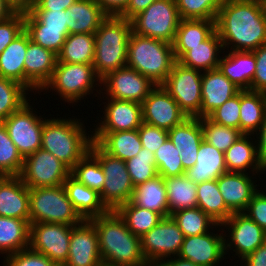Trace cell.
I'll use <instances>...</instances> for the list:
<instances>
[{
	"label": "cell",
	"mask_w": 266,
	"mask_h": 266,
	"mask_svg": "<svg viewBox=\"0 0 266 266\" xmlns=\"http://www.w3.org/2000/svg\"><path fill=\"white\" fill-rule=\"evenodd\" d=\"M215 30L224 50H256L266 44L265 1L227 0L218 11Z\"/></svg>",
	"instance_id": "obj_1"
},
{
	"label": "cell",
	"mask_w": 266,
	"mask_h": 266,
	"mask_svg": "<svg viewBox=\"0 0 266 266\" xmlns=\"http://www.w3.org/2000/svg\"><path fill=\"white\" fill-rule=\"evenodd\" d=\"M89 220L97 231L104 266H150L143 256L140 237L127 228L115 210Z\"/></svg>",
	"instance_id": "obj_2"
},
{
	"label": "cell",
	"mask_w": 266,
	"mask_h": 266,
	"mask_svg": "<svg viewBox=\"0 0 266 266\" xmlns=\"http://www.w3.org/2000/svg\"><path fill=\"white\" fill-rule=\"evenodd\" d=\"M44 119L41 148L71 170L89 152L92 134L87 136L83 122L77 118Z\"/></svg>",
	"instance_id": "obj_3"
},
{
	"label": "cell",
	"mask_w": 266,
	"mask_h": 266,
	"mask_svg": "<svg viewBox=\"0 0 266 266\" xmlns=\"http://www.w3.org/2000/svg\"><path fill=\"white\" fill-rule=\"evenodd\" d=\"M131 32V21L117 16H108L96 30L93 67L100 78L126 66Z\"/></svg>",
	"instance_id": "obj_4"
},
{
	"label": "cell",
	"mask_w": 266,
	"mask_h": 266,
	"mask_svg": "<svg viewBox=\"0 0 266 266\" xmlns=\"http://www.w3.org/2000/svg\"><path fill=\"white\" fill-rule=\"evenodd\" d=\"M176 58L173 45L131 32L128 40L127 67L162 85L171 72Z\"/></svg>",
	"instance_id": "obj_5"
},
{
	"label": "cell",
	"mask_w": 266,
	"mask_h": 266,
	"mask_svg": "<svg viewBox=\"0 0 266 266\" xmlns=\"http://www.w3.org/2000/svg\"><path fill=\"white\" fill-rule=\"evenodd\" d=\"M30 224L61 223L74 226L84 219L68 199L63 185L29 188Z\"/></svg>",
	"instance_id": "obj_6"
},
{
	"label": "cell",
	"mask_w": 266,
	"mask_h": 266,
	"mask_svg": "<svg viewBox=\"0 0 266 266\" xmlns=\"http://www.w3.org/2000/svg\"><path fill=\"white\" fill-rule=\"evenodd\" d=\"M97 84L101 86V78L96 74L93 64L57 62L51 79L42 90H56L62 101L78 103L81 98L93 94Z\"/></svg>",
	"instance_id": "obj_7"
},
{
	"label": "cell",
	"mask_w": 266,
	"mask_h": 266,
	"mask_svg": "<svg viewBox=\"0 0 266 266\" xmlns=\"http://www.w3.org/2000/svg\"><path fill=\"white\" fill-rule=\"evenodd\" d=\"M89 152L99 161L106 178L100 193L105 206L109 210H116L131 201L135 187L125 161L109 155L96 142H92Z\"/></svg>",
	"instance_id": "obj_8"
},
{
	"label": "cell",
	"mask_w": 266,
	"mask_h": 266,
	"mask_svg": "<svg viewBox=\"0 0 266 266\" xmlns=\"http://www.w3.org/2000/svg\"><path fill=\"white\" fill-rule=\"evenodd\" d=\"M130 21L132 32L173 44L180 17L175 0H156Z\"/></svg>",
	"instance_id": "obj_9"
},
{
	"label": "cell",
	"mask_w": 266,
	"mask_h": 266,
	"mask_svg": "<svg viewBox=\"0 0 266 266\" xmlns=\"http://www.w3.org/2000/svg\"><path fill=\"white\" fill-rule=\"evenodd\" d=\"M201 72L176 61L162 84L188 117H195L202 106Z\"/></svg>",
	"instance_id": "obj_10"
},
{
	"label": "cell",
	"mask_w": 266,
	"mask_h": 266,
	"mask_svg": "<svg viewBox=\"0 0 266 266\" xmlns=\"http://www.w3.org/2000/svg\"><path fill=\"white\" fill-rule=\"evenodd\" d=\"M184 238L172 217H164L140 238L143 256L150 266H157L162 260L179 255Z\"/></svg>",
	"instance_id": "obj_11"
},
{
	"label": "cell",
	"mask_w": 266,
	"mask_h": 266,
	"mask_svg": "<svg viewBox=\"0 0 266 266\" xmlns=\"http://www.w3.org/2000/svg\"><path fill=\"white\" fill-rule=\"evenodd\" d=\"M33 109L27 102L3 121L10 139L23 158L36 152L42 145L45 120L37 116Z\"/></svg>",
	"instance_id": "obj_12"
},
{
	"label": "cell",
	"mask_w": 266,
	"mask_h": 266,
	"mask_svg": "<svg viewBox=\"0 0 266 266\" xmlns=\"http://www.w3.org/2000/svg\"><path fill=\"white\" fill-rule=\"evenodd\" d=\"M71 170L42 148L24 158L20 178L28 188L63 185Z\"/></svg>",
	"instance_id": "obj_13"
},
{
	"label": "cell",
	"mask_w": 266,
	"mask_h": 266,
	"mask_svg": "<svg viewBox=\"0 0 266 266\" xmlns=\"http://www.w3.org/2000/svg\"><path fill=\"white\" fill-rule=\"evenodd\" d=\"M71 231L72 226L61 223L30 224L29 248L63 266L69 256Z\"/></svg>",
	"instance_id": "obj_14"
},
{
	"label": "cell",
	"mask_w": 266,
	"mask_h": 266,
	"mask_svg": "<svg viewBox=\"0 0 266 266\" xmlns=\"http://www.w3.org/2000/svg\"><path fill=\"white\" fill-rule=\"evenodd\" d=\"M100 85L104 87L99 89V95L105 89L106 98L134 101L140 104L157 86L148 77L127 66L107 73L101 78Z\"/></svg>",
	"instance_id": "obj_15"
},
{
	"label": "cell",
	"mask_w": 266,
	"mask_h": 266,
	"mask_svg": "<svg viewBox=\"0 0 266 266\" xmlns=\"http://www.w3.org/2000/svg\"><path fill=\"white\" fill-rule=\"evenodd\" d=\"M220 226L227 227L230 240L225 237V254L233 250L239 258L244 259L266 242V232L243 212L233 213ZM229 227V228H228ZM235 248V249H233Z\"/></svg>",
	"instance_id": "obj_16"
},
{
	"label": "cell",
	"mask_w": 266,
	"mask_h": 266,
	"mask_svg": "<svg viewBox=\"0 0 266 266\" xmlns=\"http://www.w3.org/2000/svg\"><path fill=\"white\" fill-rule=\"evenodd\" d=\"M143 122L169 131L188 116L163 88L157 85L142 103Z\"/></svg>",
	"instance_id": "obj_17"
},
{
	"label": "cell",
	"mask_w": 266,
	"mask_h": 266,
	"mask_svg": "<svg viewBox=\"0 0 266 266\" xmlns=\"http://www.w3.org/2000/svg\"><path fill=\"white\" fill-rule=\"evenodd\" d=\"M69 256L63 266H104L97 231L90 220L72 226Z\"/></svg>",
	"instance_id": "obj_18"
},
{
	"label": "cell",
	"mask_w": 266,
	"mask_h": 266,
	"mask_svg": "<svg viewBox=\"0 0 266 266\" xmlns=\"http://www.w3.org/2000/svg\"><path fill=\"white\" fill-rule=\"evenodd\" d=\"M58 55L34 43L28 34V49L24 60V86L29 91H42L56 68Z\"/></svg>",
	"instance_id": "obj_19"
},
{
	"label": "cell",
	"mask_w": 266,
	"mask_h": 266,
	"mask_svg": "<svg viewBox=\"0 0 266 266\" xmlns=\"http://www.w3.org/2000/svg\"><path fill=\"white\" fill-rule=\"evenodd\" d=\"M224 241L223 233L207 232L185 237L178 256L199 266H218L226 255Z\"/></svg>",
	"instance_id": "obj_20"
},
{
	"label": "cell",
	"mask_w": 266,
	"mask_h": 266,
	"mask_svg": "<svg viewBox=\"0 0 266 266\" xmlns=\"http://www.w3.org/2000/svg\"><path fill=\"white\" fill-rule=\"evenodd\" d=\"M104 118L93 132L137 130L143 123L142 104L134 101L108 98Z\"/></svg>",
	"instance_id": "obj_21"
},
{
	"label": "cell",
	"mask_w": 266,
	"mask_h": 266,
	"mask_svg": "<svg viewBox=\"0 0 266 266\" xmlns=\"http://www.w3.org/2000/svg\"><path fill=\"white\" fill-rule=\"evenodd\" d=\"M223 45L215 30L205 41L196 46H173L176 61L200 71L218 68Z\"/></svg>",
	"instance_id": "obj_22"
},
{
	"label": "cell",
	"mask_w": 266,
	"mask_h": 266,
	"mask_svg": "<svg viewBox=\"0 0 266 266\" xmlns=\"http://www.w3.org/2000/svg\"><path fill=\"white\" fill-rule=\"evenodd\" d=\"M243 172H226L217 178L219 191L224 203L232 213L244 212L253 195L258 191L257 184Z\"/></svg>",
	"instance_id": "obj_23"
},
{
	"label": "cell",
	"mask_w": 266,
	"mask_h": 266,
	"mask_svg": "<svg viewBox=\"0 0 266 266\" xmlns=\"http://www.w3.org/2000/svg\"><path fill=\"white\" fill-rule=\"evenodd\" d=\"M241 89L231 82L219 68L203 71L201 82L202 106L196 118L207 117Z\"/></svg>",
	"instance_id": "obj_24"
},
{
	"label": "cell",
	"mask_w": 266,
	"mask_h": 266,
	"mask_svg": "<svg viewBox=\"0 0 266 266\" xmlns=\"http://www.w3.org/2000/svg\"><path fill=\"white\" fill-rule=\"evenodd\" d=\"M168 137L180 151L184 170L193 167L196 163L200 144L203 141L201 118H186L181 124L168 131Z\"/></svg>",
	"instance_id": "obj_25"
},
{
	"label": "cell",
	"mask_w": 266,
	"mask_h": 266,
	"mask_svg": "<svg viewBox=\"0 0 266 266\" xmlns=\"http://www.w3.org/2000/svg\"><path fill=\"white\" fill-rule=\"evenodd\" d=\"M0 216L30 221L29 188L19 175L0 178Z\"/></svg>",
	"instance_id": "obj_26"
},
{
	"label": "cell",
	"mask_w": 266,
	"mask_h": 266,
	"mask_svg": "<svg viewBox=\"0 0 266 266\" xmlns=\"http://www.w3.org/2000/svg\"><path fill=\"white\" fill-rule=\"evenodd\" d=\"M250 140H252L251 134H243L224 152L227 172L246 173L251 168L254 176L256 175L254 172L258 175L259 172L263 174L266 171L259 157L257 141L253 143V140L252 142Z\"/></svg>",
	"instance_id": "obj_27"
},
{
	"label": "cell",
	"mask_w": 266,
	"mask_h": 266,
	"mask_svg": "<svg viewBox=\"0 0 266 266\" xmlns=\"http://www.w3.org/2000/svg\"><path fill=\"white\" fill-rule=\"evenodd\" d=\"M63 186L68 199L84 220L104 215L110 211L102 202L97 191L82 184L71 174L67 177Z\"/></svg>",
	"instance_id": "obj_28"
},
{
	"label": "cell",
	"mask_w": 266,
	"mask_h": 266,
	"mask_svg": "<svg viewBox=\"0 0 266 266\" xmlns=\"http://www.w3.org/2000/svg\"><path fill=\"white\" fill-rule=\"evenodd\" d=\"M222 55L219 70L241 90H251L256 70V59L252 51H231Z\"/></svg>",
	"instance_id": "obj_29"
},
{
	"label": "cell",
	"mask_w": 266,
	"mask_h": 266,
	"mask_svg": "<svg viewBox=\"0 0 266 266\" xmlns=\"http://www.w3.org/2000/svg\"><path fill=\"white\" fill-rule=\"evenodd\" d=\"M107 17L95 0H76L66 9L68 32L69 34L95 33Z\"/></svg>",
	"instance_id": "obj_30"
},
{
	"label": "cell",
	"mask_w": 266,
	"mask_h": 266,
	"mask_svg": "<svg viewBox=\"0 0 266 266\" xmlns=\"http://www.w3.org/2000/svg\"><path fill=\"white\" fill-rule=\"evenodd\" d=\"M92 134L93 142H96L109 155L123 161L135 157L142 148L138 129Z\"/></svg>",
	"instance_id": "obj_31"
},
{
	"label": "cell",
	"mask_w": 266,
	"mask_h": 266,
	"mask_svg": "<svg viewBox=\"0 0 266 266\" xmlns=\"http://www.w3.org/2000/svg\"><path fill=\"white\" fill-rule=\"evenodd\" d=\"M227 172L224 152L213 145L202 141L197 153L196 163L185 171V175L196 184L208 180H215Z\"/></svg>",
	"instance_id": "obj_32"
},
{
	"label": "cell",
	"mask_w": 266,
	"mask_h": 266,
	"mask_svg": "<svg viewBox=\"0 0 266 266\" xmlns=\"http://www.w3.org/2000/svg\"><path fill=\"white\" fill-rule=\"evenodd\" d=\"M266 115V93L252 90L240 91L239 129L252 136L259 131ZM255 132V133H254Z\"/></svg>",
	"instance_id": "obj_33"
},
{
	"label": "cell",
	"mask_w": 266,
	"mask_h": 266,
	"mask_svg": "<svg viewBox=\"0 0 266 266\" xmlns=\"http://www.w3.org/2000/svg\"><path fill=\"white\" fill-rule=\"evenodd\" d=\"M28 49V33L24 30L0 54V77L24 86V60Z\"/></svg>",
	"instance_id": "obj_34"
},
{
	"label": "cell",
	"mask_w": 266,
	"mask_h": 266,
	"mask_svg": "<svg viewBox=\"0 0 266 266\" xmlns=\"http://www.w3.org/2000/svg\"><path fill=\"white\" fill-rule=\"evenodd\" d=\"M131 201L138 207L159 213L163 218L170 216L166 187L160 175L135 187Z\"/></svg>",
	"instance_id": "obj_35"
},
{
	"label": "cell",
	"mask_w": 266,
	"mask_h": 266,
	"mask_svg": "<svg viewBox=\"0 0 266 266\" xmlns=\"http://www.w3.org/2000/svg\"><path fill=\"white\" fill-rule=\"evenodd\" d=\"M169 215L176 211L197 207V184L185 174L163 178Z\"/></svg>",
	"instance_id": "obj_36"
},
{
	"label": "cell",
	"mask_w": 266,
	"mask_h": 266,
	"mask_svg": "<svg viewBox=\"0 0 266 266\" xmlns=\"http://www.w3.org/2000/svg\"><path fill=\"white\" fill-rule=\"evenodd\" d=\"M30 221L0 216V253L6 256L29 247Z\"/></svg>",
	"instance_id": "obj_37"
},
{
	"label": "cell",
	"mask_w": 266,
	"mask_h": 266,
	"mask_svg": "<svg viewBox=\"0 0 266 266\" xmlns=\"http://www.w3.org/2000/svg\"><path fill=\"white\" fill-rule=\"evenodd\" d=\"M197 207L215 223L222 224L233 213L227 208L219 191L217 179L197 184Z\"/></svg>",
	"instance_id": "obj_38"
},
{
	"label": "cell",
	"mask_w": 266,
	"mask_h": 266,
	"mask_svg": "<svg viewBox=\"0 0 266 266\" xmlns=\"http://www.w3.org/2000/svg\"><path fill=\"white\" fill-rule=\"evenodd\" d=\"M95 34H69L58 54L57 62L93 64Z\"/></svg>",
	"instance_id": "obj_39"
},
{
	"label": "cell",
	"mask_w": 266,
	"mask_h": 266,
	"mask_svg": "<svg viewBox=\"0 0 266 266\" xmlns=\"http://www.w3.org/2000/svg\"><path fill=\"white\" fill-rule=\"evenodd\" d=\"M24 30L34 43L57 55L61 52L65 39L69 35L68 30L44 29V25L27 9H24Z\"/></svg>",
	"instance_id": "obj_40"
},
{
	"label": "cell",
	"mask_w": 266,
	"mask_h": 266,
	"mask_svg": "<svg viewBox=\"0 0 266 266\" xmlns=\"http://www.w3.org/2000/svg\"><path fill=\"white\" fill-rule=\"evenodd\" d=\"M115 211L127 228L140 238L163 219L159 213L138 207L132 201L120 205Z\"/></svg>",
	"instance_id": "obj_41"
},
{
	"label": "cell",
	"mask_w": 266,
	"mask_h": 266,
	"mask_svg": "<svg viewBox=\"0 0 266 266\" xmlns=\"http://www.w3.org/2000/svg\"><path fill=\"white\" fill-rule=\"evenodd\" d=\"M215 31V20L180 19L173 46H196Z\"/></svg>",
	"instance_id": "obj_42"
},
{
	"label": "cell",
	"mask_w": 266,
	"mask_h": 266,
	"mask_svg": "<svg viewBox=\"0 0 266 266\" xmlns=\"http://www.w3.org/2000/svg\"><path fill=\"white\" fill-rule=\"evenodd\" d=\"M170 216L177 223L185 237L205 234L210 232L209 228L211 227L212 231L214 227H221L220 224L215 223L199 207L176 211Z\"/></svg>",
	"instance_id": "obj_43"
},
{
	"label": "cell",
	"mask_w": 266,
	"mask_h": 266,
	"mask_svg": "<svg viewBox=\"0 0 266 266\" xmlns=\"http://www.w3.org/2000/svg\"><path fill=\"white\" fill-rule=\"evenodd\" d=\"M28 91L19 82L0 77V122H3L29 101L26 97V94H29Z\"/></svg>",
	"instance_id": "obj_44"
},
{
	"label": "cell",
	"mask_w": 266,
	"mask_h": 266,
	"mask_svg": "<svg viewBox=\"0 0 266 266\" xmlns=\"http://www.w3.org/2000/svg\"><path fill=\"white\" fill-rule=\"evenodd\" d=\"M70 174L99 194L102 192L106 178L99 161L90 152L76 163Z\"/></svg>",
	"instance_id": "obj_45"
},
{
	"label": "cell",
	"mask_w": 266,
	"mask_h": 266,
	"mask_svg": "<svg viewBox=\"0 0 266 266\" xmlns=\"http://www.w3.org/2000/svg\"><path fill=\"white\" fill-rule=\"evenodd\" d=\"M24 158L10 139L6 127L0 122V174L18 176L23 168Z\"/></svg>",
	"instance_id": "obj_46"
},
{
	"label": "cell",
	"mask_w": 266,
	"mask_h": 266,
	"mask_svg": "<svg viewBox=\"0 0 266 266\" xmlns=\"http://www.w3.org/2000/svg\"><path fill=\"white\" fill-rule=\"evenodd\" d=\"M125 163L134 187L159 175L154 153L143 147L135 157L125 161Z\"/></svg>",
	"instance_id": "obj_47"
},
{
	"label": "cell",
	"mask_w": 266,
	"mask_h": 266,
	"mask_svg": "<svg viewBox=\"0 0 266 266\" xmlns=\"http://www.w3.org/2000/svg\"><path fill=\"white\" fill-rule=\"evenodd\" d=\"M201 125L203 128V140L222 152H225L243 135L240 129L220 125L207 117L201 118Z\"/></svg>",
	"instance_id": "obj_48"
},
{
	"label": "cell",
	"mask_w": 266,
	"mask_h": 266,
	"mask_svg": "<svg viewBox=\"0 0 266 266\" xmlns=\"http://www.w3.org/2000/svg\"><path fill=\"white\" fill-rule=\"evenodd\" d=\"M180 19L216 20L227 0H175Z\"/></svg>",
	"instance_id": "obj_49"
},
{
	"label": "cell",
	"mask_w": 266,
	"mask_h": 266,
	"mask_svg": "<svg viewBox=\"0 0 266 266\" xmlns=\"http://www.w3.org/2000/svg\"><path fill=\"white\" fill-rule=\"evenodd\" d=\"M154 155L158 174L163 178L185 174L180 158V151L174 146L169 137L155 151Z\"/></svg>",
	"instance_id": "obj_50"
},
{
	"label": "cell",
	"mask_w": 266,
	"mask_h": 266,
	"mask_svg": "<svg viewBox=\"0 0 266 266\" xmlns=\"http://www.w3.org/2000/svg\"><path fill=\"white\" fill-rule=\"evenodd\" d=\"M207 118L220 125L239 129L240 92L212 111Z\"/></svg>",
	"instance_id": "obj_51"
},
{
	"label": "cell",
	"mask_w": 266,
	"mask_h": 266,
	"mask_svg": "<svg viewBox=\"0 0 266 266\" xmlns=\"http://www.w3.org/2000/svg\"><path fill=\"white\" fill-rule=\"evenodd\" d=\"M4 258L3 266H57L45 255L29 247L19 252L9 254Z\"/></svg>",
	"instance_id": "obj_52"
},
{
	"label": "cell",
	"mask_w": 266,
	"mask_h": 266,
	"mask_svg": "<svg viewBox=\"0 0 266 266\" xmlns=\"http://www.w3.org/2000/svg\"><path fill=\"white\" fill-rule=\"evenodd\" d=\"M24 31V9L18 10L5 21L0 22V54Z\"/></svg>",
	"instance_id": "obj_53"
},
{
	"label": "cell",
	"mask_w": 266,
	"mask_h": 266,
	"mask_svg": "<svg viewBox=\"0 0 266 266\" xmlns=\"http://www.w3.org/2000/svg\"><path fill=\"white\" fill-rule=\"evenodd\" d=\"M139 138L143 148L155 153L168 138V131L142 123L138 128Z\"/></svg>",
	"instance_id": "obj_54"
},
{
	"label": "cell",
	"mask_w": 266,
	"mask_h": 266,
	"mask_svg": "<svg viewBox=\"0 0 266 266\" xmlns=\"http://www.w3.org/2000/svg\"><path fill=\"white\" fill-rule=\"evenodd\" d=\"M41 24L44 29L68 30L66 10H28Z\"/></svg>",
	"instance_id": "obj_55"
},
{
	"label": "cell",
	"mask_w": 266,
	"mask_h": 266,
	"mask_svg": "<svg viewBox=\"0 0 266 266\" xmlns=\"http://www.w3.org/2000/svg\"><path fill=\"white\" fill-rule=\"evenodd\" d=\"M258 190L243 212L266 232V193Z\"/></svg>",
	"instance_id": "obj_56"
},
{
	"label": "cell",
	"mask_w": 266,
	"mask_h": 266,
	"mask_svg": "<svg viewBox=\"0 0 266 266\" xmlns=\"http://www.w3.org/2000/svg\"><path fill=\"white\" fill-rule=\"evenodd\" d=\"M252 52L256 59V70L251 83V90L266 93V44Z\"/></svg>",
	"instance_id": "obj_57"
},
{
	"label": "cell",
	"mask_w": 266,
	"mask_h": 266,
	"mask_svg": "<svg viewBox=\"0 0 266 266\" xmlns=\"http://www.w3.org/2000/svg\"><path fill=\"white\" fill-rule=\"evenodd\" d=\"M76 0H35L27 10H66Z\"/></svg>",
	"instance_id": "obj_58"
},
{
	"label": "cell",
	"mask_w": 266,
	"mask_h": 266,
	"mask_svg": "<svg viewBox=\"0 0 266 266\" xmlns=\"http://www.w3.org/2000/svg\"><path fill=\"white\" fill-rule=\"evenodd\" d=\"M107 16L119 17L127 8L130 0H95Z\"/></svg>",
	"instance_id": "obj_59"
},
{
	"label": "cell",
	"mask_w": 266,
	"mask_h": 266,
	"mask_svg": "<svg viewBox=\"0 0 266 266\" xmlns=\"http://www.w3.org/2000/svg\"><path fill=\"white\" fill-rule=\"evenodd\" d=\"M156 0H130L125 11L119 16L121 18L131 20L147 9Z\"/></svg>",
	"instance_id": "obj_60"
},
{
	"label": "cell",
	"mask_w": 266,
	"mask_h": 266,
	"mask_svg": "<svg viewBox=\"0 0 266 266\" xmlns=\"http://www.w3.org/2000/svg\"><path fill=\"white\" fill-rule=\"evenodd\" d=\"M242 263L244 265L242 264L241 266H266V242L242 259Z\"/></svg>",
	"instance_id": "obj_61"
},
{
	"label": "cell",
	"mask_w": 266,
	"mask_h": 266,
	"mask_svg": "<svg viewBox=\"0 0 266 266\" xmlns=\"http://www.w3.org/2000/svg\"><path fill=\"white\" fill-rule=\"evenodd\" d=\"M256 138L258 139L256 141H258L257 147H258L259 157H260L262 164L266 168V115H265L263 124L260 127Z\"/></svg>",
	"instance_id": "obj_62"
},
{
	"label": "cell",
	"mask_w": 266,
	"mask_h": 266,
	"mask_svg": "<svg viewBox=\"0 0 266 266\" xmlns=\"http://www.w3.org/2000/svg\"><path fill=\"white\" fill-rule=\"evenodd\" d=\"M19 9L9 0H0V22L5 21Z\"/></svg>",
	"instance_id": "obj_63"
},
{
	"label": "cell",
	"mask_w": 266,
	"mask_h": 266,
	"mask_svg": "<svg viewBox=\"0 0 266 266\" xmlns=\"http://www.w3.org/2000/svg\"><path fill=\"white\" fill-rule=\"evenodd\" d=\"M157 266H199L190 260L182 259L179 256L162 260Z\"/></svg>",
	"instance_id": "obj_64"
},
{
	"label": "cell",
	"mask_w": 266,
	"mask_h": 266,
	"mask_svg": "<svg viewBox=\"0 0 266 266\" xmlns=\"http://www.w3.org/2000/svg\"><path fill=\"white\" fill-rule=\"evenodd\" d=\"M13 3L19 10L26 9V0H9Z\"/></svg>",
	"instance_id": "obj_65"
},
{
	"label": "cell",
	"mask_w": 266,
	"mask_h": 266,
	"mask_svg": "<svg viewBox=\"0 0 266 266\" xmlns=\"http://www.w3.org/2000/svg\"><path fill=\"white\" fill-rule=\"evenodd\" d=\"M35 0H26V9L34 2Z\"/></svg>",
	"instance_id": "obj_66"
}]
</instances>
